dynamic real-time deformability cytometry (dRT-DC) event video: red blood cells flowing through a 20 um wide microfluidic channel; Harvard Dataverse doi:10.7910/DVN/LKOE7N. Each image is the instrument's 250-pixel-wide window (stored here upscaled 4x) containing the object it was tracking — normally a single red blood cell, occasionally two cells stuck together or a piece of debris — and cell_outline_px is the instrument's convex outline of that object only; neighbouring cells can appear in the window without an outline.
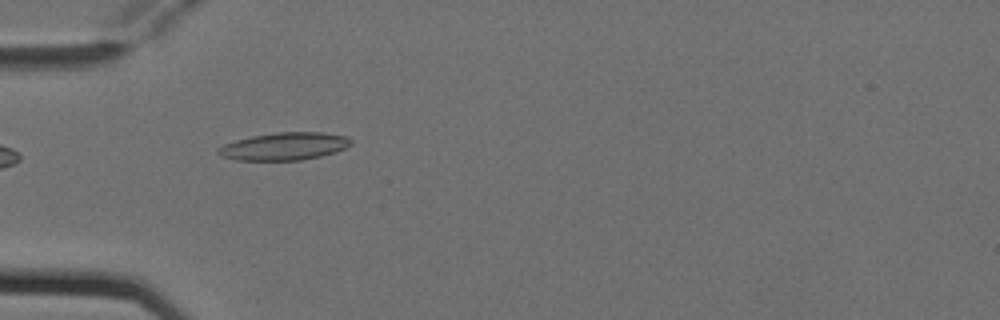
{"species": "Egyptian fruit bat (a non-hibernating species)", "species_latin": "Rousettus aegyptiacus", "temperature_condition": "cold", "stored_images_in_passage": 5, "camera_frame_rate_fps": 3000, "um_per_image_px": 0.085, "animal": {"sex": "female"}, "frame": {"image": 1, "passage_image": 4, "time_ms": 1.0, "image_size_px": [1000, 320], "cell_outline_px": [[352, 144], [336, 152], [320, 156], [300, 160], [236, 160], [224, 156], [216, 152], [216, 148], [224, 144], [236, 140], [252, 136], [276, 132], [324, 132], [344, 136], [352, 140]], "centroid_in_image_um": [24.16, 12.43], "position_along_channel_um": 60.8, "area_um2": 21.27}}
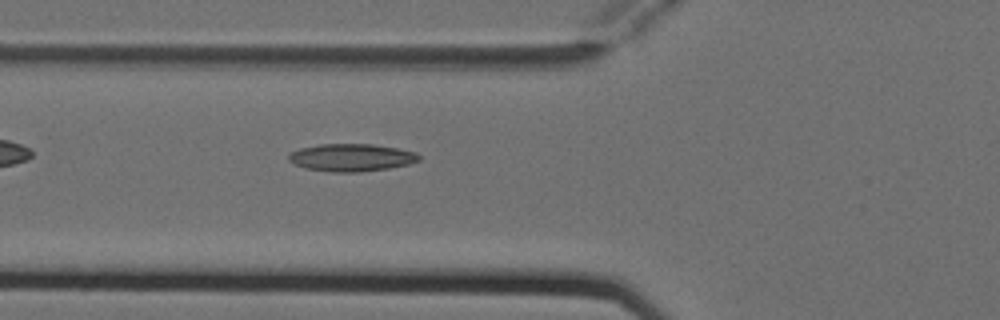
{"frame": {"image": 2, "passage_image": 5, "time_ms": 1.333, "image_size_px": [1000, 320], "cell_outline_px": [[420, 160], [408, 164], [388, 168], [360, 172], [328, 172], [304, 168], [288, 160], [288, 156], [292, 152], [300, 148], [320, 144], [372, 144], [396, 148], [416, 152], [420, 156]], "centroid_in_image_um": [29.86, 13.39], "position_along_channel_um": 95.9, "area_um2": 20.87}}